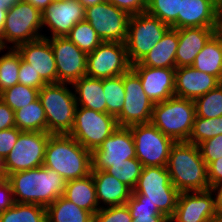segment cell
Instances as JSON below:
<instances>
[{
    "mask_svg": "<svg viewBox=\"0 0 222 222\" xmlns=\"http://www.w3.org/2000/svg\"><path fill=\"white\" fill-rule=\"evenodd\" d=\"M16 203L39 204L44 207L63 196L66 180L56 171L40 166L8 176Z\"/></svg>",
    "mask_w": 222,
    "mask_h": 222,
    "instance_id": "obj_1",
    "label": "cell"
},
{
    "mask_svg": "<svg viewBox=\"0 0 222 222\" xmlns=\"http://www.w3.org/2000/svg\"><path fill=\"white\" fill-rule=\"evenodd\" d=\"M43 166L56 171L66 181L91 174L92 152L69 134H51Z\"/></svg>",
    "mask_w": 222,
    "mask_h": 222,
    "instance_id": "obj_2",
    "label": "cell"
},
{
    "mask_svg": "<svg viewBox=\"0 0 222 222\" xmlns=\"http://www.w3.org/2000/svg\"><path fill=\"white\" fill-rule=\"evenodd\" d=\"M166 168L170 181L179 192L210 189L207 165L201 157L198 145L175 142L170 149Z\"/></svg>",
    "mask_w": 222,
    "mask_h": 222,
    "instance_id": "obj_3",
    "label": "cell"
},
{
    "mask_svg": "<svg viewBox=\"0 0 222 222\" xmlns=\"http://www.w3.org/2000/svg\"><path fill=\"white\" fill-rule=\"evenodd\" d=\"M195 117L194 100L173 96L154 104L150 123L174 142H187Z\"/></svg>",
    "mask_w": 222,
    "mask_h": 222,
    "instance_id": "obj_4",
    "label": "cell"
},
{
    "mask_svg": "<svg viewBox=\"0 0 222 222\" xmlns=\"http://www.w3.org/2000/svg\"><path fill=\"white\" fill-rule=\"evenodd\" d=\"M38 98L45 111L47 132L69 134L74 125L77 108L72 85L66 83L45 84L39 90Z\"/></svg>",
    "mask_w": 222,
    "mask_h": 222,
    "instance_id": "obj_5",
    "label": "cell"
},
{
    "mask_svg": "<svg viewBox=\"0 0 222 222\" xmlns=\"http://www.w3.org/2000/svg\"><path fill=\"white\" fill-rule=\"evenodd\" d=\"M179 191L170 181L166 166L143 167L132 194L139 201H148L170 219L176 209Z\"/></svg>",
    "mask_w": 222,
    "mask_h": 222,
    "instance_id": "obj_6",
    "label": "cell"
},
{
    "mask_svg": "<svg viewBox=\"0 0 222 222\" xmlns=\"http://www.w3.org/2000/svg\"><path fill=\"white\" fill-rule=\"evenodd\" d=\"M42 29V12L24 0L17 2L6 12L4 36L0 44L5 49L16 48L20 44L43 38L40 33Z\"/></svg>",
    "mask_w": 222,
    "mask_h": 222,
    "instance_id": "obj_7",
    "label": "cell"
},
{
    "mask_svg": "<svg viewBox=\"0 0 222 222\" xmlns=\"http://www.w3.org/2000/svg\"><path fill=\"white\" fill-rule=\"evenodd\" d=\"M170 27L147 12L131 15L125 41L131 65L138 63L156 46Z\"/></svg>",
    "mask_w": 222,
    "mask_h": 222,
    "instance_id": "obj_8",
    "label": "cell"
},
{
    "mask_svg": "<svg viewBox=\"0 0 222 222\" xmlns=\"http://www.w3.org/2000/svg\"><path fill=\"white\" fill-rule=\"evenodd\" d=\"M117 127L115 116L77 106L74 125L69 135L93 152Z\"/></svg>",
    "mask_w": 222,
    "mask_h": 222,
    "instance_id": "obj_9",
    "label": "cell"
},
{
    "mask_svg": "<svg viewBox=\"0 0 222 222\" xmlns=\"http://www.w3.org/2000/svg\"><path fill=\"white\" fill-rule=\"evenodd\" d=\"M135 144L136 158L143 167L166 166L175 143L151 123L129 126Z\"/></svg>",
    "mask_w": 222,
    "mask_h": 222,
    "instance_id": "obj_10",
    "label": "cell"
},
{
    "mask_svg": "<svg viewBox=\"0 0 222 222\" xmlns=\"http://www.w3.org/2000/svg\"><path fill=\"white\" fill-rule=\"evenodd\" d=\"M50 135L48 132L22 131L4 158L7 175L43 166Z\"/></svg>",
    "mask_w": 222,
    "mask_h": 222,
    "instance_id": "obj_11",
    "label": "cell"
},
{
    "mask_svg": "<svg viewBox=\"0 0 222 222\" xmlns=\"http://www.w3.org/2000/svg\"><path fill=\"white\" fill-rule=\"evenodd\" d=\"M125 101L116 116L119 127L150 123L154 103L143 90L139 76L130 69L123 74Z\"/></svg>",
    "mask_w": 222,
    "mask_h": 222,
    "instance_id": "obj_12",
    "label": "cell"
},
{
    "mask_svg": "<svg viewBox=\"0 0 222 222\" xmlns=\"http://www.w3.org/2000/svg\"><path fill=\"white\" fill-rule=\"evenodd\" d=\"M130 15L107 1L85 8V20L103 42L125 43Z\"/></svg>",
    "mask_w": 222,
    "mask_h": 222,
    "instance_id": "obj_13",
    "label": "cell"
},
{
    "mask_svg": "<svg viewBox=\"0 0 222 222\" xmlns=\"http://www.w3.org/2000/svg\"><path fill=\"white\" fill-rule=\"evenodd\" d=\"M131 66L125 43L102 42L87 54L86 76L107 79L128 72Z\"/></svg>",
    "mask_w": 222,
    "mask_h": 222,
    "instance_id": "obj_14",
    "label": "cell"
},
{
    "mask_svg": "<svg viewBox=\"0 0 222 222\" xmlns=\"http://www.w3.org/2000/svg\"><path fill=\"white\" fill-rule=\"evenodd\" d=\"M57 67V83L73 84L87 71V54L65 37L47 38Z\"/></svg>",
    "mask_w": 222,
    "mask_h": 222,
    "instance_id": "obj_15",
    "label": "cell"
},
{
    "mask_svg": "<svg viewBox=\"0 0 222 222\" xmlns=\"http://www.w3.org/2000/svg\"><path fill=\"white\" fill-rule=\"evenodd\" d=\"M136 158L133 135L129 127H117L102 144L92 152V170H103L112 163Z\"/></svg>",
    "mask_w": 222,
    "mask_h": 222,
    "instance_id": "obj_16",
    "label": "cell"
},
{
    "mask_svg": "<svg viewBox=\"0 0 222 222\" xmlns=\"http://www.w3.org/2000/svg\"><path fill=\"white\" fill-rule=\"evenodd\" d=\"M85 20V8L78 0L53 1L42 11V28H48L51 37H65L80 21Z\"/></svg>",
    "mask_w": 222,
    "mask_h": 222,
    "instance_id": "obj_17",
    "label": "cell"
},
{
    "mask_svg": "<svg viewBox=\"0 0 222 222\" xmlns=\"http://www.w3.org/2000/svg\"><path fill=\"white\" fill-rule=\"evenodd\" d=\"M214 195L210 189L180 192L169 222H210L217 218Z\"/></svg>",
    "mask_w": 222,
    "mask_h": 222,
    "instance_id": "obj_18",
    "label": "cell"
},
{
    "mask_svg": "<svg viewBox=\"0 0 222 222\" xmlns=\"http://www.w3.org/2000/svg\"><path fill=\"white\" fill-rule=\"evenodd\" d=\"M131 69L139 76L144 92L154 104L174 96L176 68L132 65Z\"/></svg>",
    "mask_w": 222,
    "mask_h": 222,
    "instance_id": "obj_19",
    "label": "cell"
},
{
    "mask_svg": "<svg viewBox=\"0 0 222 222\" xmlns=\"http://www.w3.org/2000/svg\"><path fill=\"white\" fill-rule=\"evenodd\" d=\"M21 59L32 66L47 83H57V67L54 53L47 38L20 44L16 47Z\"/></svg>",
    "mask_w": 222,
    "mask_h": 222,
    "instance_id": "obj_20",
    "label": "cell"
},
{
    "mask_svg": "<svg viewBox=\"0 0 222 222\" xmlns=\"http://www.w3.org/2000/svg\"><path fill=\"white\" fill-rule=\"evenodd\" d=\"M221 82L213 75L201 72L192 66L175 69L174 96L195 100L215 89Z\"/></svg>",
    "mask_w": 222,
    "mask_h": 222,
    "instance_id": "obj_21",
    "label": "cell"
},
{
    "mask_svg": "<svg viewBox=\"0 0 222 222\" xmlns=\"http://www.w3.org/2000/svg\"><path fill=\"white\" fill-rule=\"evenodd\" d=\"M220 11L216 0H182L178 13V29L214 28Z\"/></svg>",
    "mask_w": 222,
    "mask_h": 222,
    "instance_id": "obj_22",
    "label": "cell"
},
{
    "mask_svg": "<svg viewBox=\"0 0 222 222\" xmlns=\"http://www.w3.org/2000/svg\"><path fill=\"white\" fill-rule=\"evenodd\" d=\"M214 35V28L193 27L178 29L176 68L192 66L195 57Z\"/></svg>",
    "mask_w": 222,
    "mask_h": 222,
    "instance_id": "obj_23",
    "label": "cell"
},
{
    "mask_svg": "<svg viewBox=\"0 0 222 222\" xmlns=\"http://www.w3.org/2000/svg\"><path fill=\"white\" fill-rule=\"evenodd\" d=\"M99 209L125 205L132 195V189L103 170L91 171Z\"/></svg>",
    "mask_w": 222,
    "mask_h": 222,
    "instance_id": "obj_24",
    "label": "cell"
},
{
    "mask_svg": "<svg viewBox=\"0 0 222 222\" xmlns=\"http://www.w3.org/2000/svg\"><path fill=\"white\" fill-rule=\"evenodd\" d=\"M178 29L169 28L161 40L138 63L153 68H176Z\"/></svg>",
    "mask_w": 222,
    "mask_h": 222,
    "instance_id": "obj_25",
    "label": "cell"
},
{
    "mask_svg": "<svg viewBox=\"0 0 222 222\" xmlns=\"http://www.w3.org/2000/svg\"><path fill=\"white\" fill-rule=\"evenodd\" d=\"M77 106L107 113L103 79L83 76L72 84Z\"/></svg>",
    "mask_w": 222,
    "mask_h": 222,
    "instance_id": "obj_26",
    "label": "cell"
},
{
    "mask_svg": "<svg viewBox=\"0 0 222 222\" xmlns=\"http://www.w3.org/2000/svg\"><path fill=\"white\" fill-rule=\"evenodd\" d=\"M63 197L93 215L99 210L92 173L83 178L66 181Z\"/></svg>",
    "mask_w": 222,
    "mask_h": 222,
    "instance_id": "obj_27",
    "label": "cell"
},
{
    "mask_svg": "<svg viewBox=\"0 0 222 222\" xmlns=\"http://www.w3.org/2000/svg\"><path fill=\"white\" fill-rule=\"evenodd\" d=\"M47 222H94V215L63 196L46 207Z\"/></svg>",
    "mask_w": 222,
    "mask_h": 222,
    "instance_id": "obj_28",
    "label": "cell"
},
{
    "mask_svg": "<svg viewBox=\"0 0 222 222\" xmlns=\"http://www.w3.org/2000/svg\"><path fill=\"white\" fill-rule=\"evenodd\" d=\"M192 67L215 76L222 83V46L214 35L195 57Z\"/></svg>",
    "mask_w": 222,
    "mask_h": 222,
    "instance_id": "obj_29",
    "label": "cell"
},
{
    "mask_svg": "<svg viewBox=\"0 0 222 222\" xmlns=\"http://www.w3.org/2000/svg\"><path fill=\"white\" fill-rule=\"evenodd\" d=\"M16 127L21 131L47 132L44 108L39 98L14 111Z\"/></svg>",
    "mask_w": 222,
    "mask_h": 222,
    "instance_id": "obj_30",
    "label": "cell"
},
{
    "mask_svg": "<svg viewBox=\"0 0 222 222\" xmlns=\"http://www.w3.org/2000/svg\"><path fill=\"white\" fill-rule=\"evenodd\" d=\"M0 222H47L46 207L15 202L12 207L0 211Z\"/></svg>",
    "mask_w": 222,
    "mask_h": 222,
    "instance_id": "obj_31",
    "label": "cell"
},
{
    "mask_svg": "<svg viewBox=\"0 0 222 222\" xmlns=\"http://www.w3.org/2000/svg\"><path fill=\"white\" fill-rule=\"evenodd\" d=\"M66 37L86 54L94 51L103 42L86 20L75 24Z\"/></svg>",
    "mask_w": 222,
    "mask_h": 222,
    "instance_id": "obj_32",
    "label": "cell"
},
{
    "mask_svg": "<svg viewBox=\"0 0 222 222\" xmlns=\"http://www.w3.org/2000/svg\"><path fill=\"white\" fill-rule=\"evenodd\" d=\"M103 91L107 113L116 117L122 111L125 101L123 74L103 79Z\"/></svg>",
    "mask_w": 222,
    "mask_h": 222,
    "instance_id": "obj_33",
    "label": "cell"
},
{
    "mask_svg": "<svg viewBox=\"0 0 222 222\" xmlns=\"http://www.w3.org/2000/svg\"><path fill=\"white\" fill-rule=\"evenodd\" d=\"M0 57V92L19 83L20 54L16 48H7Z\"/></svg>",
    "mask_w": 222,
    "mask_h": 222,
    "instance_id": "obj_34",
    "label": "cell"
},
{
    "mask_svg": "<svg viewBox=\"0 0 222 222\" xmlns=\"http://www.w3.org/2000/svg\"><path fill=\"white\" fill-rule=\"evenodd\" d=\"M182 0H147L146 12L164 22L170 28L178 29V13Z\"/></svg>",
    "mask_w": 222,
    "mask_h": 222,
    "instance_id": "obj_35",
    "label": "cell"
},
{
    "mask_svg": "<svg viewBox=\"0 0 222 222\" xmlns=\"http://www.w3.org/2000/svg\"><path fill=\"white\" fill-rule=\"evenodd\" d=\"M196 116L203 118H216L222 116V83L215 89L196 98Z\"/></svg>",
    "mask_w": 222,
    "mask_h": 222,
    "instance_id": "obj_36",
    "label": "cell"
},
{
    "mask_svg": "<svg viewBox=\"0 0 222 222\" xmlns=\"http://www.w3.org/2000/svg\"><path fill=\"white\" fill-rule=\"evenodd\" d=\"M39 90L22 84H15L0 92V99L16 111L38 98Z\"/></svg>",
    "mask_w": 222,
    "mask_h": 222,
    "instance_id": "obj_37",
    "label": "cell"
},
{
    "mask_svg": "<svg viewBox=\"0 0 222 222\" xmlns=\"http://www.w3.org/2000/svg\"><path fill=\"white\" fill-rule=\"evenodd\" d=\"M222 134V116L216 118L195 117L191 135L187 142L199 143Z\"/></svg>",
    "mask_w": 222,
    "mask_h": 222,
    "instance_id": "obj_38",
    "label": "cell"
},
{
    "mask_svg": "<svg viewBox=\"0 0 222 222\" xmlns=\"http://www.w3.org/2000/svg\"><path fill=\"white\" fill-rule=\"evenodd\" d=\"M126 205L133 218L132 222H169L156 205L148 201H139L133 194Z\"/></svg>",
    "mask_w": 222,
    "mask_h": 222,
    "instance_id": "obj_39",
    "label": "cell"
},
{
    "mask_svg": "<svg viewBox=\"0 0 222 222\" xmlns=\"http://www.w3.org/2000/svg\"><path fill=\"white\" fill-rule=\"evenodd\" d=\"M142 168V163L137 158H130L124 160V162L112 163V166L107 168L105 172L133 190L138 182Z\"/></svg>",
    "mask_w": 222,
    "mask_h": 222,
    "instance_id": "obj_40",
    "label": "cell"
},
{
    "mask_svg": "<svg viewBox=\"0 0 222 222\" xmlns=\"http://www.w3.org/2000/svg\"><path fill=\"white\" fill-rule=\"evenodd\" d=\"M133 218L127 205L99 209L94 214V222H132Z\"/></svg>",
    "mask_w": 222,
    "mask_h": 222,
    "instance_id": "obj_41",
    "label": "cell"
},
{
    "mask_svg": "<svg viewBox=\"0 0 222 222\" xmlns=\"http://www.w3.org/2000/svg\"><path fill=\"white\" fill-rule=\"evenodd\" d=\"M201 157L206 165L222 157V134L198 144Z\"/></svg>",
    "mask_w": 222,
    "mask_h": 222,
    "instance_id": "obj_42",
    "label": "cell"
},
{
    "mask_svg": "<svg viewBox=\"0 0 222 222\" xmlns=\"http://www.w3.org/2000/svg\"><path fill=\"white\" fill-rule=\"evenodd\" d=\"M19 84L26 85L38 90H40L45 84H47L40 77V75L35 72L31 65L21 59V56L19 68Z\"/></svg>",
    "mask_w": 222,
    "mask_h": 222,
    "instance_id": "obj_43",
    "label": "cell"
},
{
    "mask_svg": "<svg viewBox=\"0 0 222 222\" xmlns=\"http://www.w3.org/2000/svg\"><path fill=\"white\" fill-rule=\"evenodd\" d=\"M21 132L17 127L0 131V156L3 159L10 153Z\"/></svg>",
    "mask_w": 222,
    "mask_h": 222,
    "instance_id": "obj_44",
    "label": "cell"
},
{
    "mask_svg": "<svg viewBox=\"0 0 222 222\" xmlns=\"http://www.w3.org/2000/svg\"><path fill=\"white\" fill-rule=\"evenodd\" d=\"M130 16L146 12L147 0H106Z\"/></svg>",
    "mask_w": 222,
    "mask_h": 222,
    "instance_id": "obj_45",
    "label": "cell"
},
{
    "mask_svg": "<svg viewBox=\"0 0 222 222\" xmlns=\"http://www.w3.org/2000/svg\"><path fill=\"white\" fill-rule=\"evenodd\" d=\"M14 203L12 187L8 178L0 179V211L12 207Z\"/></svg>",
    "mask_w": 222,
    "mask_h": 222,
    "instance_id": "obj_46",
    "label": "cell"
},
{
    "mask_svg": "<svg viewBox=\"0 0 222 222\" xmlns=\"http://www.w3.org/2000/svg\"><path fill=\"white\" fill-rule=\"evenodd\" d=\"M16 127L14 111L0 99V131Z\"/></svg>",
    "mask_w": 222,
    "mask_h": 222,
    "instance_id": "obj_47",
    "label": "cell"
},
{
    "mask_svg": "<svg viewBox=\"0 0 222 222\" xmlns=\"http://www.w3.org/2000/svg\"><path fill=\"white\" fill-rule=\"evenodd\" d=\"M207 177L210 187L222 182V157L207 165Z\"/></svg>",
    "mask_w": 222,
    "mask_h": 222,
    "instance_id": "obj_48",
    "label": "cell"
},
{
    "mask_svg": "<svg viewBox=\"0 0 222 222\" xmlns=\"http://www.w3.org/2000/svg\"><path fill=\"white\" fill-rule=\"evenodd\" d=\"M214 195L215 209L218 216H222V182L210 187Z\"/></svg>",
    "mask_w": 222,
    "mask_h": 222,
    "instance_id": "obj_49",
    "label": "cell"
},
{
    "mask_svg": "<svg viewBox=\"0 0 222 222\" xmlns=\"http://www.w3.org/2000/svg\"><path fill=\"white\" fill-rule=\"evenodd\" d=\"M27 3H30L35 8L39 9L41 12L54 0H24Z\"/></svg>",
    "mask_w": 222,
    "mask_h": 222,
    "instance_id": "obj_50",
    "label": "cell"
},
{
    "mask_svg": "<svg viewBox=\"0 0 222 222\" xmlns=\"http://www.w3.org/2000/svg\"><path fill=\"white\" fill-rule=\"evenodd\" d=\"M214 36L220 41L222 46V13H219L217 22L214 26Z\"/></svg>",
    "mask_w": 222,
    "mask_h": 222,
    "instance_id": "obj_51",
    "label": "cell"
},
{
    "mask_svg": "<svg viewBox=\"0 0 222 222\" xmlns=\"http://www.w3.org/2000/svg\"><path fill=\"white\" fill-rule=\"evenodd\" d=\"M8 9H0V39L4 36V23Z\"/></svg>",
    "mask_w": 222,
    "mask_h": 222,
    "instance_id": "obj_52",
    "label": "cell"
},
{
    "mask_svg": "<svg viewBox=\"0 0 222 222\" xmlns=\"http://www.w3.org/2000/svg\"><path fill=\"white\" fill-rule=\"evenodd\" d=\"M78 1L84 6V8H87L90 6H94V5L103 3L106 0H78Z\"/></svg>",
    "mask_w": 222,
    "mask_h": 222,
    "instance_id": "obj_53",
    "label": "cell"
},
{
    "mask_svg": "<svg viewBox=\"0 0 222 222\" xmlns=\"http://www.w3.org/2000/svg\"><path fill=\"white\" fill-rule=\"evenodd\" d=\"M2 178H8V175L5 170L4 159L0 156V179Z\"/></svg>",
    "mask_w": 222,
    "mask_h": 222,
    "instance_id": "obj_54",
    "label": "cell"
},
{
    "mask_svg": "<svg viewBox=\"0 0 222 222\" xmlns=\"http://www.w3.org/2000/svg\"><path fill=\"white\" fill-rule=\"evenodd\" d=\"M23 0H0V3H5L7 8H11L15 3Z\"/></svg>",
    "mask_w": 222,
    "mask_h": 222,
    "instance_id": "obj_55",
    "label": "cell"
},
{
    "mask_svg": "<svg viewBox=\"0 0 222 222\" xmlns=\"http://www.w3.org/2000/svg\"><path fill=\"white\" fill-rule=\"evenodd\" d=\"M210 222H222V216L212 219Z\"/></svg>",
    "mask_w": 222,
    "mask_h": 222,
    "instance_id": "obj_56",
    "label": "cell"
},
{
    "mask_svg": "<svg viewBox=\"0 0 222 222\" xmlns=\"http://www.w3.org/2000/svg\"><path fill=\"white\" fill-rule=\"evenodd\" d=\"M0 9H8L5 5V3H0Z\"/></svg>",
    "mask_w": 222,
    "mask_h": 222,
    "instance_id": "obj_57",
    "label": "cell"
},
{
    "mask_svg": "<svg viewBox=\"0 0 222 222\" xmlns=\"http://www.w3.org/2000/svg\"><path fill=\"white\" fill-rule=\"evenodd\" d=\"M216 1H217L219 8L221 9L222 8V0H216Z\"/></svg>",
    "mask_w": 222,
    "mask_h": 222,
    "instance_id": "obj_58",
    "label": "cell"
},
{
    "mask_svg": "<svg viewBox=\"0 0 222 222\" xmlns=\"http://www.w3.org/2000/svg\"><path fill=\"white\" fill-rule=\"evenodd\" d=\"M4 50H5V48H2V46H1V44H0V53H1V51L4 52Z\"/></svg>",
    "mask_w": 222,
    "mask_h": 222,
    "instance_id": "obj_59",
    "label": "cell"
}]
</instances>
